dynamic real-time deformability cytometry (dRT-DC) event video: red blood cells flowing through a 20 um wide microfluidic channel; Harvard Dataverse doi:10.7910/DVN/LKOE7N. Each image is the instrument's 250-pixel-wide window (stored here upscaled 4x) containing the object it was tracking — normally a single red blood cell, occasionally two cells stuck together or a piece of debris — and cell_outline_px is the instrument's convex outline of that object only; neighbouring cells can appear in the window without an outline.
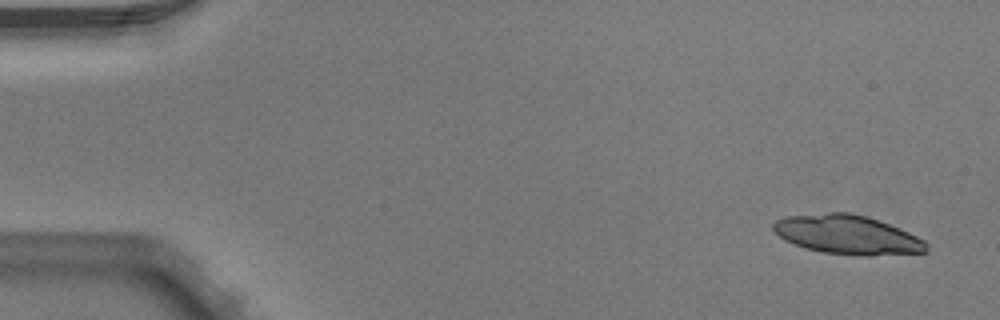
{"species": "Egyptian fruit bat (a non-hibernating species)", "species_latin": "Rousettus aegyptiacus", "temperature_condition": "warm", "stored_images_in_passage": 5, "camera_frame_rate_fps": 3000, "um_per_image_px": 0.085, "animal": {"sex": "male"}, "frame": {"image": 1, "passage_image": 1, "time_ms": 0.0, "image_size_px": [1000, 320], "cell_outline_px": [[928, 252], [872, 256], [856, 256], [824, 252], [808, 248], [784, 240], [772, 228], [772, 224], [776, 220], [784, 216], [828, 212], [852, 212], [868, 216], [908, 232], [924, 240], [928, 244]], "centroid_in_image_um": [72.04, 19.94], "position_along_channel_um": 13.0, "area_um2": 35.03}}